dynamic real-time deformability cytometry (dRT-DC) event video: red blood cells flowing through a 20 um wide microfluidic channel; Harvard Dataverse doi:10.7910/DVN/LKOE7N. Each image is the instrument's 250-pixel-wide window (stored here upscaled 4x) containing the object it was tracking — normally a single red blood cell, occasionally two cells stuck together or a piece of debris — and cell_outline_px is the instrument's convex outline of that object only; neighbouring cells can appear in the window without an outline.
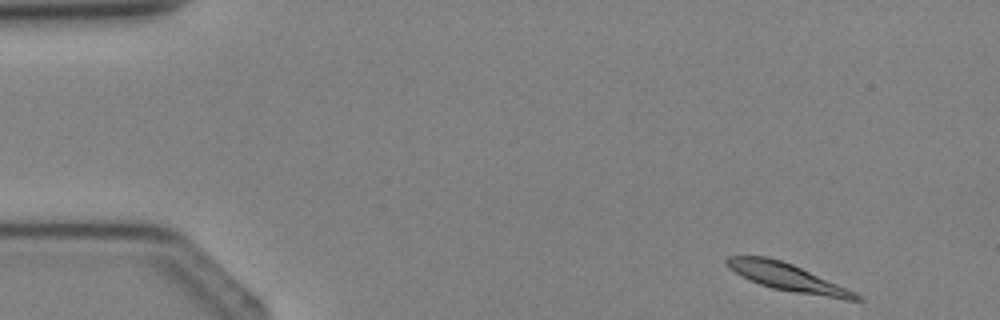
{"species": "Egyptian fruit bat (a non-hibernating species)", "species_latin": "Rousettus aegyptiacus", "temperature_condition": "cold", "stored_images_in_passage": 2, "camera_frame_rate_fps": 3000, "um_per_image_px": 0.085, "animal": {"sex": "female"}, "frame": {"image": 1, "passage_image": 1, "time_ms": 0.0, "image_size_px": [1000, 320], "cell_outline_px": [[864, 300], [844, 300], [772, 288], [760, 284], [728, 268], [724, 260], [728, 256], [768, 256], [792, 264], [856, 292]], "centroid_in_image_um": [66.95, 23.56], "position_along_channel_um": 18.1, "area_um2": 20.35}}